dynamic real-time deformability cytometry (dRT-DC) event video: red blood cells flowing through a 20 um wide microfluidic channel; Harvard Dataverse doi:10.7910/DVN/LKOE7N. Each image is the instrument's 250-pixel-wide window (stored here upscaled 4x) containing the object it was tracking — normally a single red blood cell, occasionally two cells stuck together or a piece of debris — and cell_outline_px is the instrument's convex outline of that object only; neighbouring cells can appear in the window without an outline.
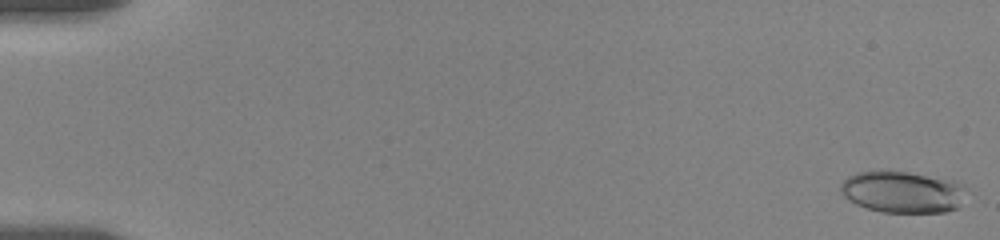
{"species": "human", "species_latin": "Homo sapiens", "temperature_condition": "room temperature", "stored_images_in_passage": 58, "camera_frame_rate_fps": 3000, "um_per_image_px": 0.085, "donor": {"sex": "female"}, "frame": {"image": 1, "passage_image": 1, "time_ms": 0.0, "image_size_px": [1000, 240], "cell_outline_px": [[964, 184], [956, 208], [944, 212], [884, 212], [868, 208], [856, 204], [848, 200], [840, 192], [840, 184], [848, 176], [856, 172], [888, 168], [956, 180]], "centroid_in_image_um": [76.62, 16.26], "position_along_channel_um": 8.4, "area_um2": 30.81}}
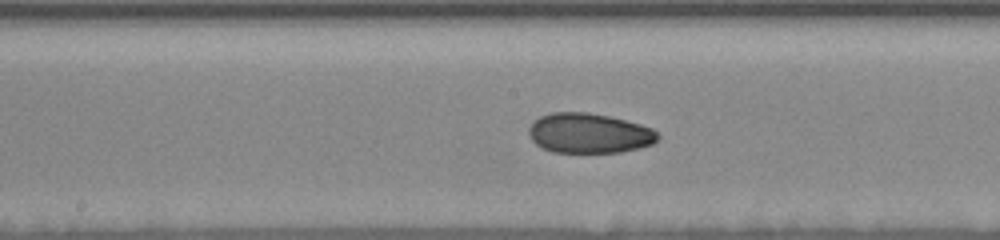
{"frame": {"image": 2, "passage_image": 31, "time_ms": 10.0, "image_size_px": [1000, 240], "cell_outline_px": [[660, 136], [652, 144], [640, 148], [620, 152], [552, 152], [536, 144], [532, 140], [528, 132], [528, 128], [540, 116], [552, 112], [588, 112], [608, 116], [640, 124], [652, 128]], "centroid_in_image_um": [50.07, 11.32], "position_along_channel_um": 198.1, "area_um2": 29.88}}
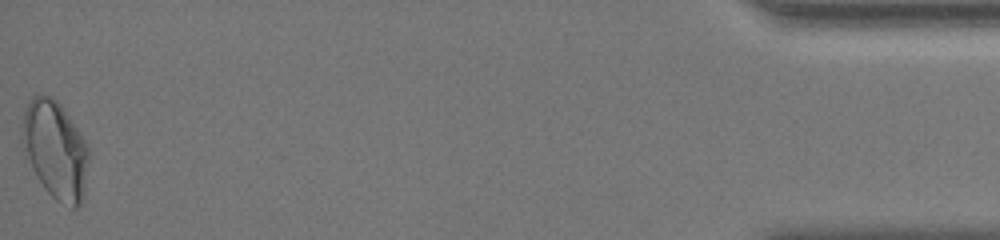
{"frame": {"image": 3, "passage_image": 58, "time_ms": 19.0, "image_size_px": [1000, 240], "cell_outline_px": [[88, 160], [84, 188], [80, 204], [76, 208], [72, 208], [56, 200], [44, 188], [36, 176], [32, 168], [20, 140], [20, 128], [24, 108], [32, 96], [36, 92], [40, 92], [52, 96], [60, 104], [80, 132], [88, 148]], "centroid_in_image_um": [4.65, 12.66], "position_along_channel_um": 430.6, "area_um2": 38.15}, "authors_computed_cell_mechanics": {"area_um2": 29.7092, "velocity_mm_per_s": 3.5274, "shape_relaxation_time_tau1_ms": null, "shape_relaxation_time_tau2_ms": 3.2031, "deformation_change_tau1": null, "deformation_change_tau2": 0.0581}}